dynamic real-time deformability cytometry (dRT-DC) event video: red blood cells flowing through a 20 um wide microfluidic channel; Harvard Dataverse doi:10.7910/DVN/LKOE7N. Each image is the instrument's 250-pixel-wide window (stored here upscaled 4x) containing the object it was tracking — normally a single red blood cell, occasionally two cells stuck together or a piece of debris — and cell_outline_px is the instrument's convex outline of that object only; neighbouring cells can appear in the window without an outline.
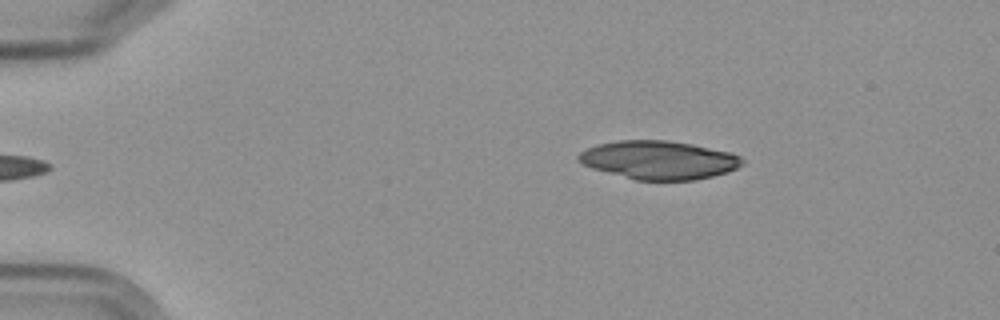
{"species": "Egyptian fruit bat (a non-hibernating species)", "species_latin": "Rousettus aegyptiacus", "temperature_condition": "cold", "stored_images_in_passage": 6, "segment_of_instrument_passage": [2, 2], "camera_frame_rate_fps": 3000, "um_per_image_px": 0.085, "frame": {"image": 1, "passage_image": 6, "time_ms": 5.667, "image_size_px": [1000, 320], "cell_outline_px": [[744, 164], [728, 172], [696, 180], [636, 180], [592, 168], [576, 160], [576, 156], [580, 152], [596, 144], [616, 140], [664, 140], [692, 144], [728, 152], [740, 156], [744, 160]], "centroid_in_image_um": [55.98, 13.6], "position_along_channel_um": 29.0, "area_um2": 36.65}}